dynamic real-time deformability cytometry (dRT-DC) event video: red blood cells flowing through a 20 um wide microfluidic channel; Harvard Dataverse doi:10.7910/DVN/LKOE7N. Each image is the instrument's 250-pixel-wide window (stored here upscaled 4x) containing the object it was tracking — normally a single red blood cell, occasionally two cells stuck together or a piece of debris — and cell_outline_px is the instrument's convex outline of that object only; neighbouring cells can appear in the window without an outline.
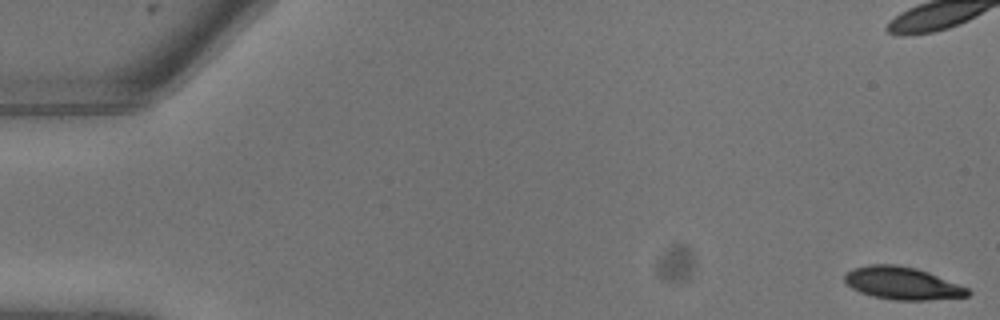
{"species": "common noctule bat (a hibernating species)", "species_latin": "Nyctalus noctula", "temperature_condition": "warm", "stored_images_in_passage": 13, "camera_frame_rate_fps": 3000, "um_per_image_px": 0.085, "animal": {"sex": "male", "body_mass_g": 13.3}, "frame": {"image": 1, "passage_image": 1, "time_ms": 0.0, "image_size_px": [1000, 320], "cell_outline_px": [[972, 292], [968, 296], [924, 300], [896, 300], [872, 296], [860, 292], [852, 288], [844, 280], [844, 276], [852, 268], [868, 264], [896, 264], [916, 268], [928, 272], [968, 288]], "centroid_in_image_um": [76.68, 24.07], "position_along_channel_um": 8.3, "area_um2": 23.24}}